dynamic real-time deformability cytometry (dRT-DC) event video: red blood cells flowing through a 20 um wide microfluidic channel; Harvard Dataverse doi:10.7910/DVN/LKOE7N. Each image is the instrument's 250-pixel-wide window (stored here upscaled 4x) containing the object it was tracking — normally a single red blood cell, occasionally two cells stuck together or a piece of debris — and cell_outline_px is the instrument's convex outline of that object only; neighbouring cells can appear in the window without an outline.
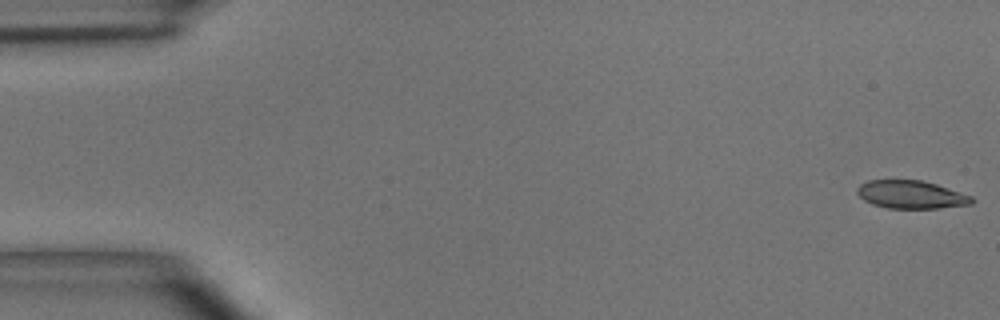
{"species": "common noctule bat (a hibernating species)", "species_latin": "Nyctalus noctula", "temperature_condition": "room temperature", "stored_images_in_passage": 50, "camera_frame_rate_fps": 3000, "um_per_image_px": 0.085, "animal": {"sex": "male", "body_mass_g": 15.6}, "frame": {"image": 1, "passage_image": 1, "time_ms": 0.0, "image_size_px": [1000, 320], "cell_outline_px": [[976, 200], [972, 204], [940, 208], [888, 208], [872, 204], [864, 200], [856, 192], [856, 188], [860, 184], [868, 180], [924, 180], [972, 196]], "centroid_in_image_um": [77.45, 16.54], "position_along_channel_um": 7.6, "area_um2": 18.79}}
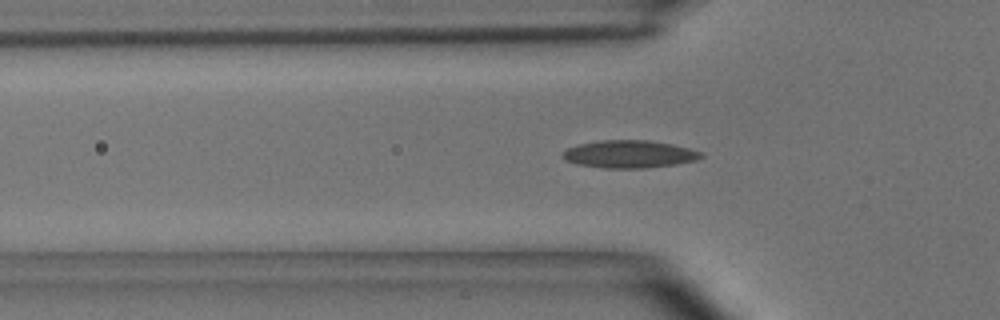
{"frame": {"image": 2, "passage_image": 16, "time_ms": 5.0, "image_size_px": [1000, 320], "cell_outline_px": [[704, 156], [696, 160], [676, 164], [644, 168], [604, 168], [576, 164], [564, 160], [560, 156], [560, 152], [568, 148], [580, 144], [600, 140], [648, 140], [672, 144], [688, 148], [700, 152]], "centroid_in_image_um": [53.43, 13.1], "position_along_channel_um": 72.4, "area_um2": 22.31}}
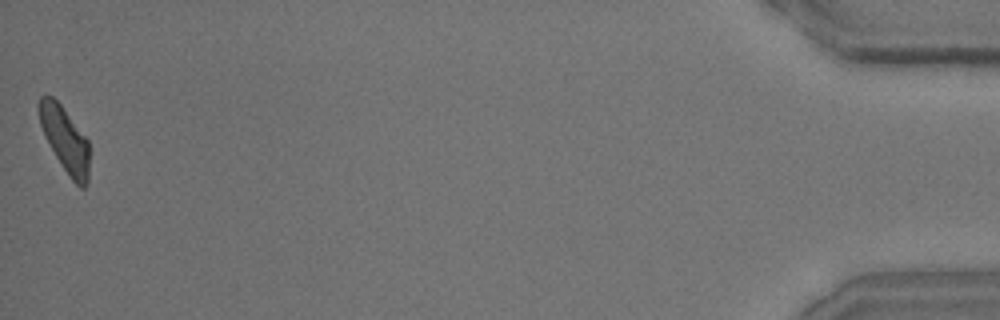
{"frame": {"image": 3, "passage_image": 50, "time_ms": 16.333, "image_size_px": [1000, 320], "cell_outline_px": [[88, 184], [84, 188], [80, 188], [68, 176], [44, 136], [40, 124], [36, 108], [36, 104], [40, 96], [52, 96], [60, 104], [88, 140]], "centroid_in_image_um": [5.48, 11.85], "position_along_channel_um": 429.7, "area_um2": 19.07}, "authors_computed_cell_mechanics": {"area_um2": 19.7387, "velocity_mm_per_s": 3.9772, "shape_relaxation_time_tau1_ms": 9.1242, "shape_relaxation_time_tau2_ms": 2.5777, "deformation_change_tau1": 0.2382, "deformation_change_tau2": 0.1031}}